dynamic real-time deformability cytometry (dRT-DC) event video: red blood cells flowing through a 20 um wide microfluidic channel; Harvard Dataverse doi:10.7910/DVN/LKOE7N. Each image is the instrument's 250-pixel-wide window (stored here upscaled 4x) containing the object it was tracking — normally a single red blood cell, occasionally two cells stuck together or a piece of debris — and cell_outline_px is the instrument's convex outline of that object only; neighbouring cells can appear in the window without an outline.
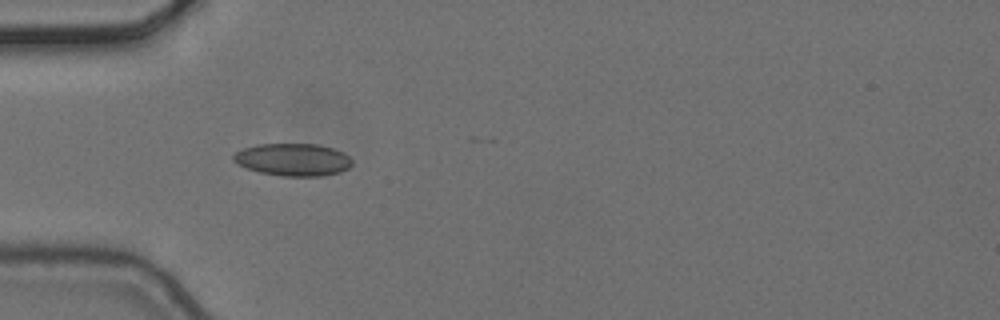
{"species": "common noctule bat (a hibernating species)", "species_latin": "Nyctalus noctula", "temperature_condition": "cold", "stored_images_in_passage": 7, "camera_frame_rate_fps": 3000, "um_per_image_px": 0.085, "animal": {"sex": "female", "body_mass_g": 24.6, "forearm_length_mm": 56.2}, "frame": {"image": 1, "passage_image": 2, "time_ms": 0.333, "image_size_px": [1000, 320], "cell_outline_px": [[352, 164], [348, 168], [340, 172], [324, 176], [280, 176], [260, 172], [236, 164], [232, 160], [232, 156], [236, 152], [244, 148], [260, 144], [316, 144], [332, 148], [344, 152], [352, 160]], "centroid_in_image_um": [24.91, 13.57], "position_along_channel_um": 60.1, "area_um2": 22.48}}
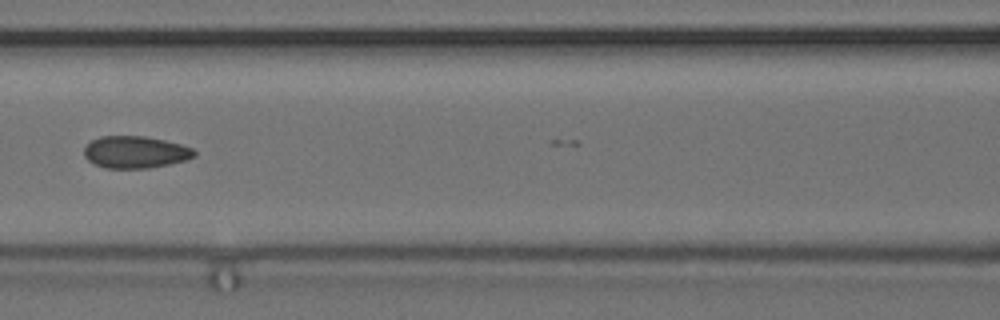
{"frame": {"image": 2, "passage_image": 4, "time_ms": 1.0, "image_size_px": [1000, 320], "cell_outline_px": [[196, 156], [184, 160], [168, 164], [148, 168], [104, 168], [88, 160], [84, 156], [84, 148], [92, 140], [100, 136], [144, 136], [164, 140], [180, 144], [192, 148], [196, 152]], "centroid_in_image_um": [11.49, 12.93], "position_along_channel_um": 155.1, "area_um2": 20.46}}
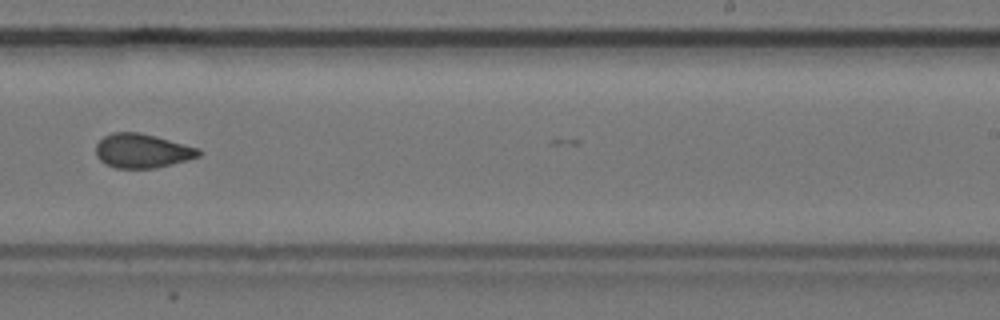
{"frame": {"image": 3, "passage_image": 7, "time_ms": 2.0, "image_size_px": [1000, 320], "cell_outline_px": [[200, 156], [188, 160], [156, 168], [116, 168], [104, 164], [96, 156], [96, 144], [104, 136], [112, 132], [140, 132], [156, 136], [200, 148]], "centroid_in_image_um": [12.08, 12.82], "position_along_channel_um": 276.9, "area_um2": 20.63}}